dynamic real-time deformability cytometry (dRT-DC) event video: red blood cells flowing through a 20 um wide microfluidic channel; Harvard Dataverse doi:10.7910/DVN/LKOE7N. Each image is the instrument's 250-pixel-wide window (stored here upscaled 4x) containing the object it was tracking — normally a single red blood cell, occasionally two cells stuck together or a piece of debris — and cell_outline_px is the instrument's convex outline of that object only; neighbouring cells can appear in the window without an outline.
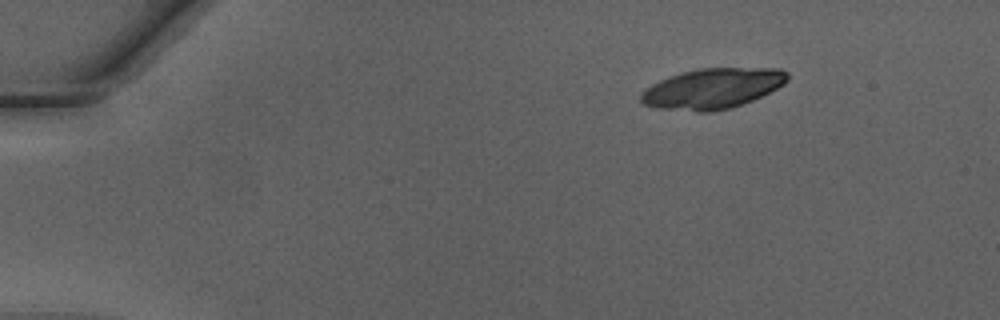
{"species": "Egyptian fruit bat (a non-hibernating species)", "species_latin": "Rousettus aegyptiacus", "temperature_condition": "warm", "stored_images_in_passage": 43, "camera_frame_rate_fps": 3000, "um_per_image_px": 0.085, "animal": {"sex": "male"}, "frame": {"image": 1, "passage_image": 1, "time_ms": 0.0, "image_size_px": [1000, 320], "cell_outline_px": [[788, 80], [784, 84], [752, 100], [732, 108], [712, 112], [696, 112], [656, 108], [644, 104], [640, 100], [640, 92], [652, 84], [668, 76], [680, 72], [700, 68], [780, 68], [788, 72]], "centroid_in_image_um": [60.53, 7.52], "position_along_channel_um": 24.5, "area_um2": 34.68}}
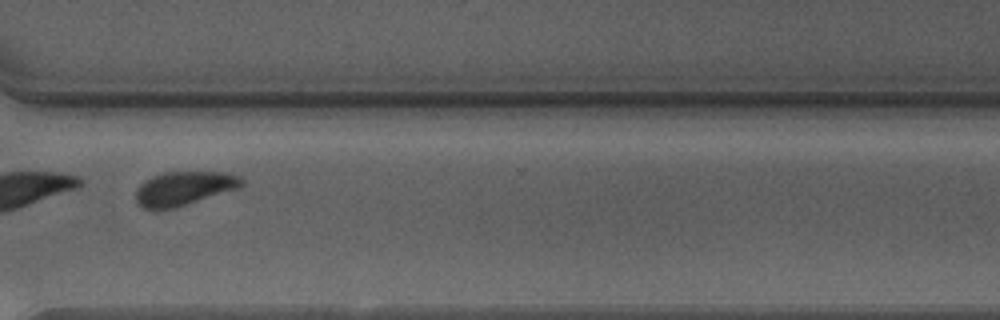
{"frame": {"image": 2, "passage_image": 32, "time_ms": 10.333, "image_size_px": [1000, 320], "cell_outline_px": [[244, 184], [240, 188], [176, 208], [156, 212], [140, 208], [136, 204], [136, 188], [144, 180], [152, 176], [164, 172], [224, 172], [240, 176], [244, 180]], "centroid_in_image_um": [15.59, 16.05], "position_along_channel_um": 355.0, "area_um2": 21.68}, "authors_computed_cell_mechanics": {"area_um2": 22.0218, "velocity_mm_per_s": 4.2143, "shape_relaxation_time_tau1_ms": 2.9305, "shape_relaxation_time_tau2_ms": 1.7231, "deformation_change_tau1": 0.1559, "deformation_change_tau2": 0.0765}}